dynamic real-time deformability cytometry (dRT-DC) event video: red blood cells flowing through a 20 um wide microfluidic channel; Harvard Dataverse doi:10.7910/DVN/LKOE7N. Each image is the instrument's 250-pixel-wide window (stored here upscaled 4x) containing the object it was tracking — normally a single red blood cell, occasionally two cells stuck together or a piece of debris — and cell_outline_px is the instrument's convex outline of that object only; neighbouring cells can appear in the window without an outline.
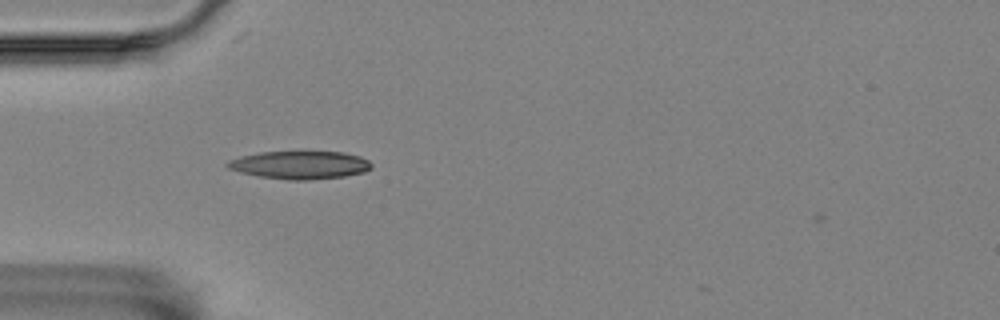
{"species": "Egyptian fruit bat (a non-hibernating species)", "species_latin": "Rousettus aegyptiacus", "temperature_condition": "room temperature", "stored_images_in_passage": 2, "camera_frame_rate_fps": 3000, "um_per_image_px": 0.085, "animal": {"sex": "female"}, "frame": {"image": 1, "passage_image": 1, "time_ms": 0.0, "image_size_px": [1000, 320], "cell_outline_px": [[372, 168], [364, 172], [344, 176], [308, 180], [288, 180], [260, 176], [240, 172], [228, 168], [224, 164], [228, 160], [240, 156], [260, 152], [304, 148], [344, 152], [360, 156], [368, 160], [372, 164]], "centroid_in_image_um": [25.5, 13.96], "position_along_channel_um": 59.5, "area_um2": 24.68}}
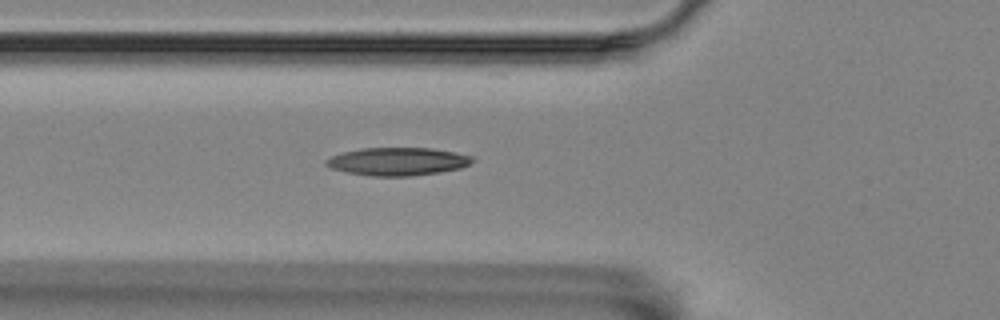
{"frame": {"image": 2, "passage_image": 2, "time_ms": 0.333, "image_size_px": [1000, 320], "cell_outline_px": [[476, 160], [460, 168], [440, 172], [412, 176], [372, 176], [348, 172], [332, 168], [324, 164], [324, 160], [332, 156], [344, 152], [360, 148], [432, 148], [472, 156]], "centroid_in_image_um": [33.8, 13.72], "position_along_channel_um": 92.0, "area_um2": 23.7}}